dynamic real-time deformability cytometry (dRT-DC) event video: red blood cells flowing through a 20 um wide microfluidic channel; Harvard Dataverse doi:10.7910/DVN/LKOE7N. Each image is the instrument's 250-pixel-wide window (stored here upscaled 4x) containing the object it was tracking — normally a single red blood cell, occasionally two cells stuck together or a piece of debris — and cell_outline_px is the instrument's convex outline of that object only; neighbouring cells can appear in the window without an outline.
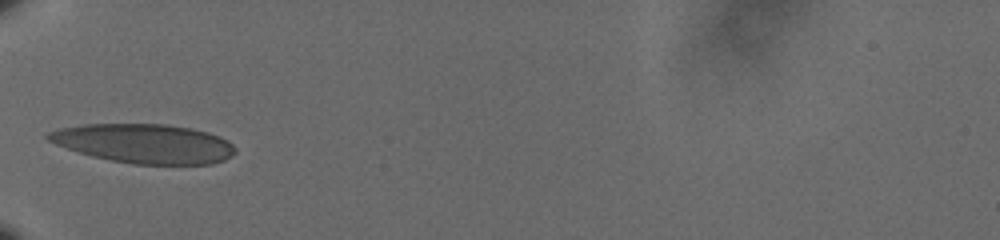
{"species": "human", "species_latin": "Homo sapiens", "temperature_condition": "cold", "stored_images_in_passage": 35, "camera_frame_rate_fps": 3000, "um_per_image_px": 0.085, "donor": {"sex": "male"}, "frame": {"image": 1, "passage_image": 1, "time_ms": 0.0, "image_size_px": [1000, 240], "cell_outline_px": [[236, 152], [232, 156], [224, 160], [212, 164], [132, 164], [92, 156], [56, 144], [48, 140], [44, 136], [48, 132], [60, 128], [84, 124], [164, 124], [192, 128], [208, 132], [220, 136], [228, 140], [236, 148]], "centroid_in_image_um": [12.3, 12.2], "position_along_channel_um": 72.7, "area_um2": 42.77}}
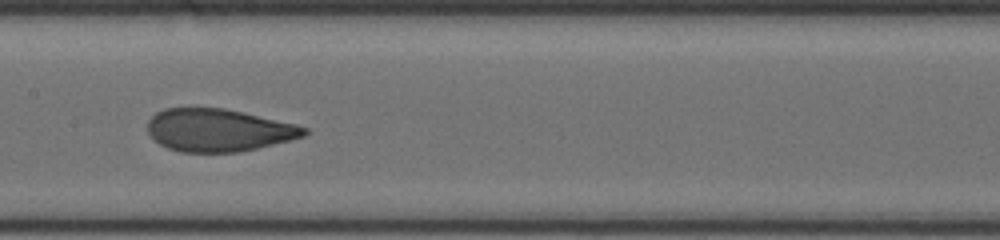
{"frame": {"image": 2, "passage_image": 11, "time_ms": 3.333, "image_size_px": [1000, 240], "cell_outline_px": [[308, 132], [304, 136], [240, 152], [180, 152], [168, 148], [160, 144], [148, 132], [148, 120], [156, 112], [164, 108], [224, 108], [296, 124], [308, 128]], "centroid_in_image_um": [18.55, 11.06], "position_along_channel_um": 188.8, "area_um2": 38.61}}
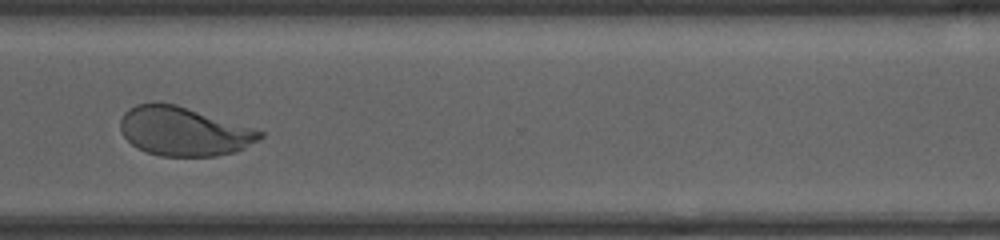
{"frame": {"image": 3, "passage_image": 25, "time_ms": 8.0, "image_size_px": [1000, 240], "cell_outline_px": [[264, 136], [260, 140], [236, 152], [216, 156], [160, 156], [148, 152], [132, 144], [124, 136], [120, 128], [120, 120], [124, 112], [128, 108], [136, 104], [152, 100], [176, 104], [264, 132]], "centroid_in_image_um": [15.59, 11.14], "position_along_channel_um": 355.0, "area_um2": 39.88}, "authors_computed_cell_mechanics": {"area_um2": 40.2288, "velocity_mm_per_s": 3.5705, "shape_relaxation_time_tau1_ms": 4.3719, "shape_relaxation_time_tau2_ms": 0.839, "deformation_change_tau1": 0.1607, "deformation_change_tau2": 0.0658}}